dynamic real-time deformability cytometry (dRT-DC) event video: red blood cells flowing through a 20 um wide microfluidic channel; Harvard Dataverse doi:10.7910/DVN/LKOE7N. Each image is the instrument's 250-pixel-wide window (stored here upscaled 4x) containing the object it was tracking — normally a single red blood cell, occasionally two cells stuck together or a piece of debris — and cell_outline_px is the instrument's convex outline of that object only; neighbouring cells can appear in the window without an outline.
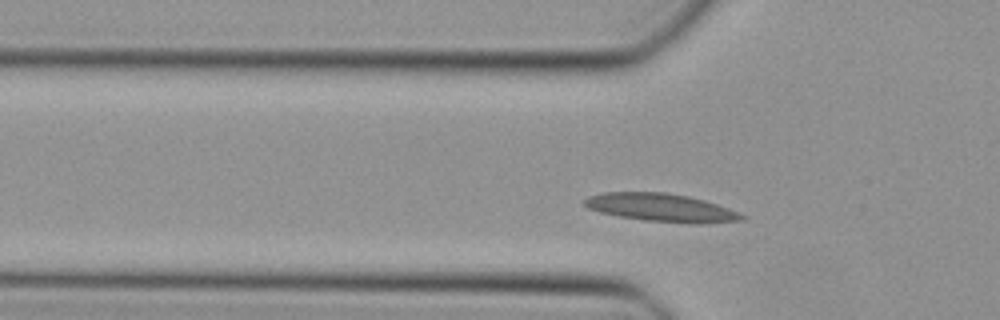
{"species": "Egyptian fruit bat (a non-hibernating species)", "species_latin": "Rousettus aegyptiacus", "temperature_condition": "cold", "stored_images_in_passage": 41, "camera_frame_rate_fps": 3000, "um_per_image_px": 0.085, "animal": {"sex": "female"}, "frame": {"image": 1, "passage_image": 8, "time_ms": 2.333, "image_size_px": [1000, 320], "cell_outline_px": [[748, 216], [744, 220], [644, 220], [620, 216], [600, 212], [588, 208], [584, 204], [584, 200], [588, 196], [604, 192], [664, 192], [688, 196], [704, 200], [728, 208]], "centroid_in_image_um": [56.05, 17.58], "position_along_channel_um": 69.7, "area_um2": 24.22}}
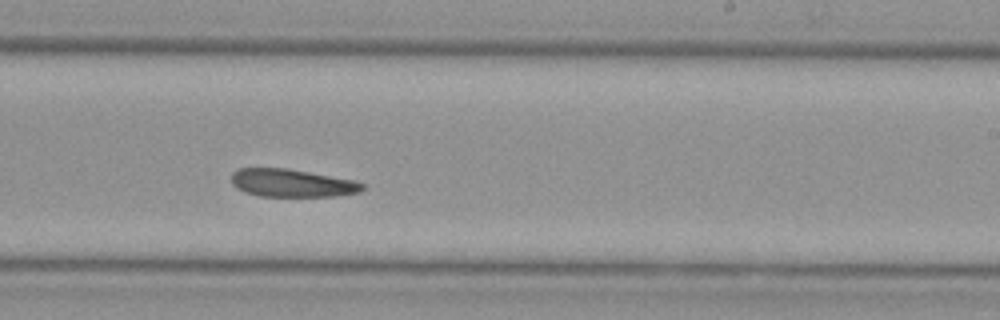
{"frame": {"image": 2, "passage_image": 22, "time_ms": 7.0, "image_size_px": [1000, 320], "cell_outline_px": [[364, 188], [360, 192], [336, 196], [260, 196], [244, 192], [236, 188], [232, 184], [232, 172], [236, 168], [284, 168], [308, 172], [352, 180], [364, 184]], "centroid_in_image_um": [24.76, 15.56], "position_along_channel_um": 264.2, "area_um2": 21.15}}
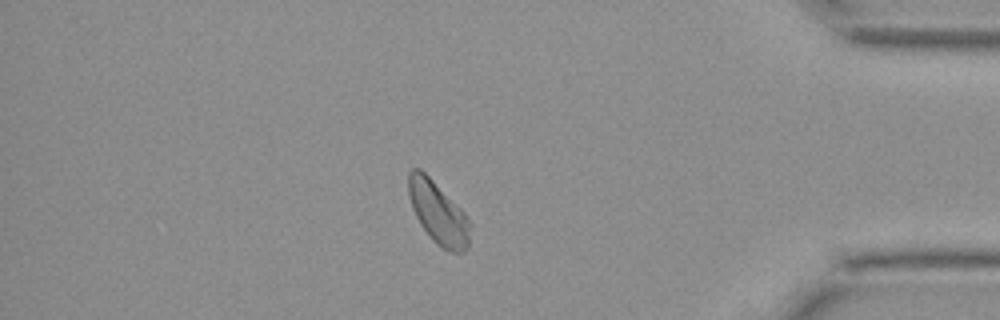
{"frame": {"image": 3, "passage_image": 34, "time_ms": 11.0, "image_size_px": [1000, 320], "cell_outline_px": [[472, 224], [468, 248], [464, 252], [452, 252], [440, 248], [432, 240], [420, 224], [412, 208], [408, 196], [408, 172], [412, 168], [420, 168], [464, 212]], "centroid_in_image_um": [37.25, 18.12], "position_along_channel_um": 397.9, "area_um2": 22.48}}